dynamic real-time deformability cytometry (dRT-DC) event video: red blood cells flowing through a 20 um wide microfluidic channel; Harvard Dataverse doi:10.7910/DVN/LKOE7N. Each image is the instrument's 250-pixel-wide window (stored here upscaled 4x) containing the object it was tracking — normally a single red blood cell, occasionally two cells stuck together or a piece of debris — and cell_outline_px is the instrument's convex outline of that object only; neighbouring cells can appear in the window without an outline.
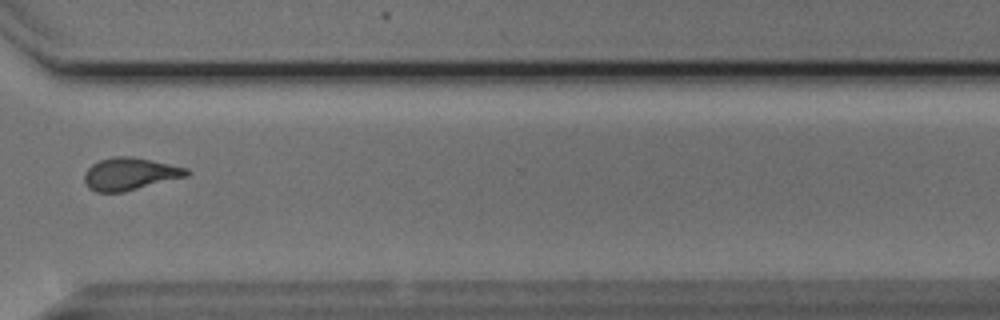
{"species": "Egyptian fruit bat (a non-hibernating species)", "species_latin": "Rousettus aegyptiacus", "temperature_condition": "cold", "stored_images_in_passage": 13, "camera_frame_rate_fps": 3000, "um_per_image_px": 0.085, "animal": {"sex": "male"}, "frame": {"image": 1, "passage_image": 10, "time_ms": 3.0, "image_size_px": [1000, 320], "cell_outline_px": [[188, 176], [124, 192], [96, 192], [88, 188], [84, 180], [84, 172], [92, 164], [100, 160], [112, 156], [132, 156], [152, 160], [188, 168]], "centroid_in_image_um": [11.02, 14.78], "position_along_channel_um": 359.6, "area_um2": 19.42}}
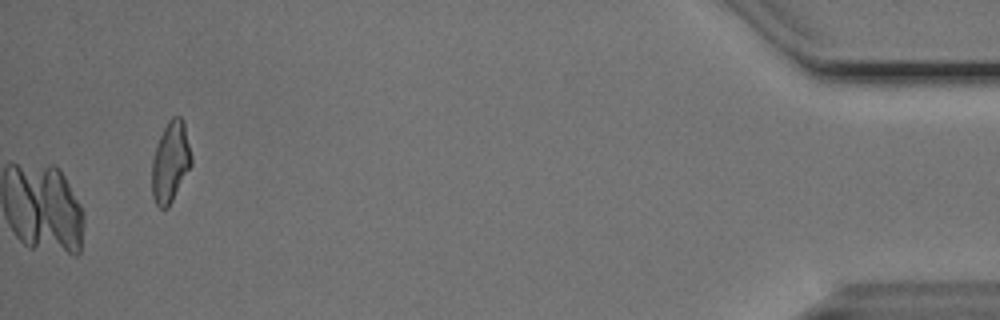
{"frame": {"image": 2, "passage_image": 13, "time_ms": 4.0, "image_size_px": [1000, 320], "cell_outline_px": [[192, 164], [168, 208], [160, 208], [156, 204], [152, 196], [152, 160], [160, 136], [168, 120], [172, 116], [180, 116], [184, 120], [192, 156]], "centroid_in_image_um": [14.5, 13.75], "position_along_channel_um": 420.7, "area_um2": 18.55}}